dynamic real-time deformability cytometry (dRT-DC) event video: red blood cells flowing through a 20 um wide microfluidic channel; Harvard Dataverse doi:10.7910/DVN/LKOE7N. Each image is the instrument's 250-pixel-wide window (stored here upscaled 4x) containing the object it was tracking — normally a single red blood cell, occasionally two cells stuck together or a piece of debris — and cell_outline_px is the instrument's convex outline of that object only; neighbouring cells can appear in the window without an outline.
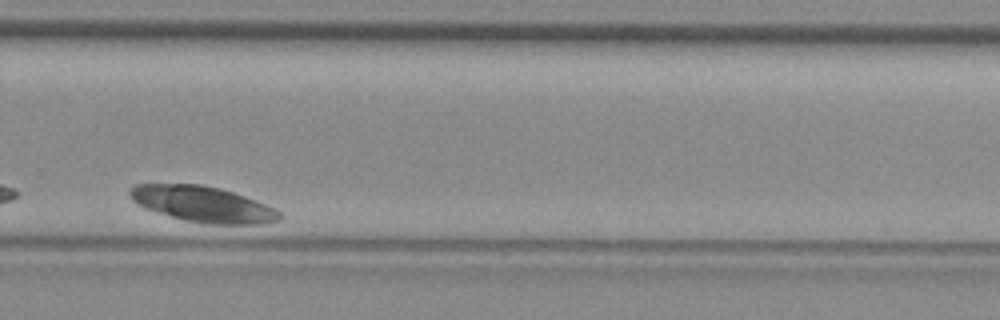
{"species": "common noctule bat (a hibernating species)", "species_latin": "Nyctalus noctula", "temperature_condition": "room temperature", "stored_images_in_passage": 43, "camera_frame_rate_fps": 3000, "um_per_image_px": 0.085, "animal": {"sex": "female", "body_mass_g": 29.2, "forearm_length_mm": 56.3}, "frame": {"image": 1, "passage_image": 37, "time_ms": 12.0, "image_size_px": [1000, 320], "cell_outline_px": [[284, 216], [280, 220], [264, 224], [204, 224], [184, 220], [156, 212], [144, 208], [136, 204], [132, 200], [128, 192], [136, 184], [200, 184], [220, 188], [256, 200], [276, 208]], "centroid_in_image_um": [17.26, 17.37], "position_along_channel_um": 312.5, "area_um2": 31.44}}